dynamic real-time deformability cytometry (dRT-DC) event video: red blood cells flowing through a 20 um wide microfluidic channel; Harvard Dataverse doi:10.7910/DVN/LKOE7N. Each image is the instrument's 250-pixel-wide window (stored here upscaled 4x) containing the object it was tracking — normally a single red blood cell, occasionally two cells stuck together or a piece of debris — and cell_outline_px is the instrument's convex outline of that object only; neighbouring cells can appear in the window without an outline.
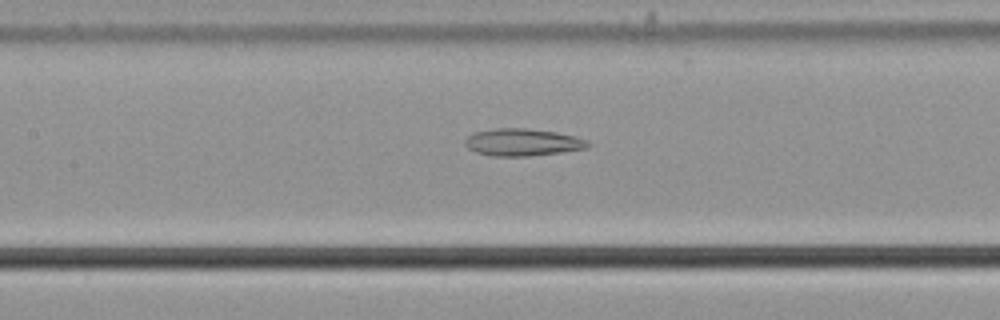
{"species": "common noctule bat (a hibernating species)", "species_latin": "Nyctalus noctula", "temperature_condition": "cold", "stored_images_in_passage": 55, "camera_frame_rate_fps": 3000, "um_per_image_px": 0.085, "animal": {"sex": "male", "body_mass_g": 21.5, "forearm_length_mm": 52.0}, "frame": {"image": 1, "passage_image": 26, "time_ms": 8.333, "image_size_px": [1000, 320], "cell_outline_px": [[592, 144], [588, 148], [560, 152], [528, 156], [492, 156], [476, 152], [468, 148], [464, 144], [464, 140], [472, 132], [496, 128], [528, 128], [556, 132], [576, 136], [588, 140]], "centroid_in_image_um": [44.42, 12.08], "position_along_channel_um": 163.0, "area_um2": 19.71}}
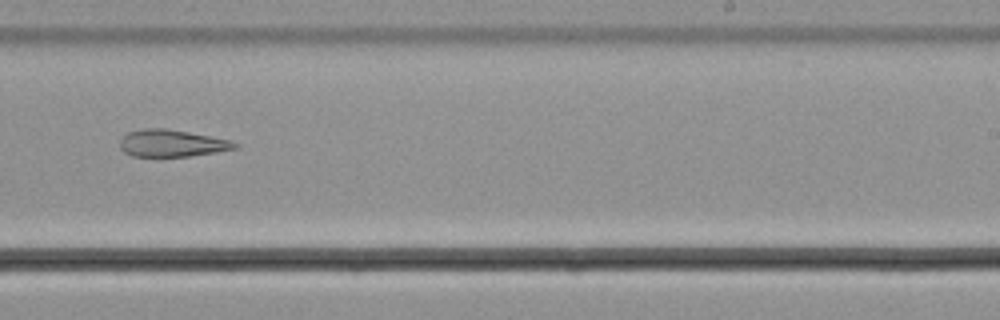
{"frame": {"image": 2, "passage_image": 35, "time_ms": 11.333, "image_size_px": [1000, 320], "cell_outline_px": [[240, 144], [236, 148], [216, 152], [188, 156], [132, 156], [124, 152], [120, 148], [120, 140], [128, 132], [140, 128], [164, 128], [188, 132], [232, 140]], "centroid_in_image_um": [14.6, 12.17], "position_along_channel_um": 274.4, "area_um2": 18.09}}
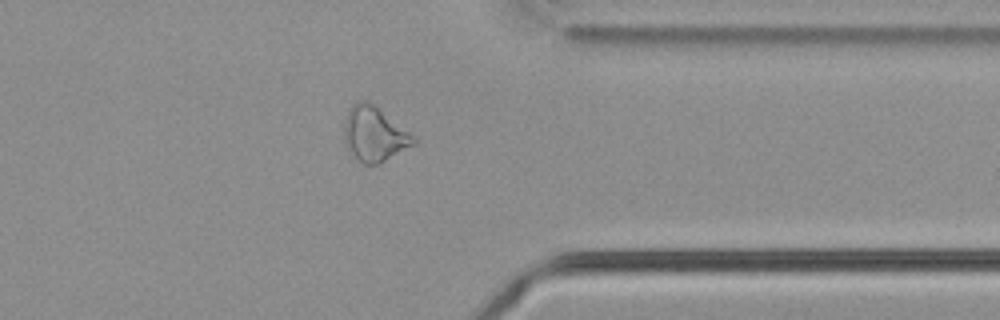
{"frame": {"image": 3, "passage_image": 44, "time_ms": 14.333, "image_size_px": [1000, 320], "cell_outline_px": [[416, 144], [380, 164], [364, 164], [348, 152], [344, 144], [344, 120], [348, 108], [356, 100], [368, 100], [408, 132], [416, 140]], "centroid_in_image_um": [31.76, 11.4], "position_along_channel_um": 379.6, "area_um2": 22.2}}